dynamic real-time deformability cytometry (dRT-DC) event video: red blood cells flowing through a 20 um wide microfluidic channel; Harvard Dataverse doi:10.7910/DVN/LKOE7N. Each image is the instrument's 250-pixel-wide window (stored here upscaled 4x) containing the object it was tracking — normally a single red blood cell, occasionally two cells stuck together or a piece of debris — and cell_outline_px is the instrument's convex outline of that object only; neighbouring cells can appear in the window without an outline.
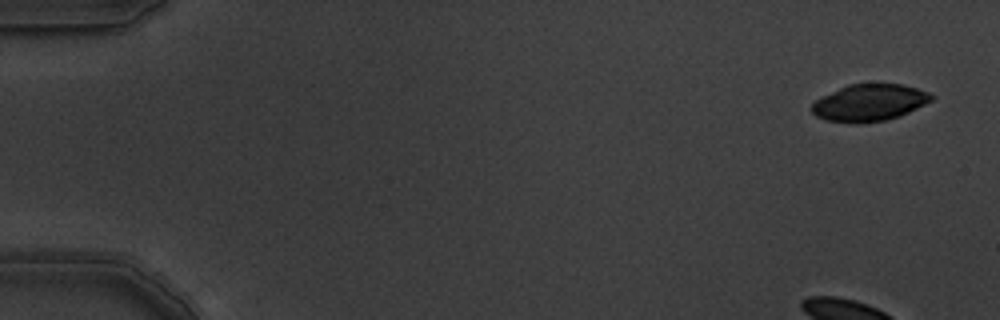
{"species": "common noctule bat (a hibernating species)", "species_latin": "Nyctalus noctula", "temperature_condition": "warm", "stored_images_in_passage": 5, "camera_frame_rate_fps": 3000, "um_per_image_px": 0.085, "animal": {"sex": "male", "body_mass_g": 19.5, "forearm_length_mm": 54.6}, "frame": {"image": 1, "passage_image": 1, "time_ms": 0.0, "image_size_px": [1000, 320], "cell_outline_px": [[936, 96], [932, 100], [900, 116], [884, 120], [860, 124], [856, 124], [824, 120], [816, 116], [812, 112], [812, 104], [820, 96], [848, 84], [880, 80], [904, 84], [928, 92]], "centroid_in_image_um": [73.89, 8.68], "position_along_channel_um": 11.1, "area_um2": 26.65}}